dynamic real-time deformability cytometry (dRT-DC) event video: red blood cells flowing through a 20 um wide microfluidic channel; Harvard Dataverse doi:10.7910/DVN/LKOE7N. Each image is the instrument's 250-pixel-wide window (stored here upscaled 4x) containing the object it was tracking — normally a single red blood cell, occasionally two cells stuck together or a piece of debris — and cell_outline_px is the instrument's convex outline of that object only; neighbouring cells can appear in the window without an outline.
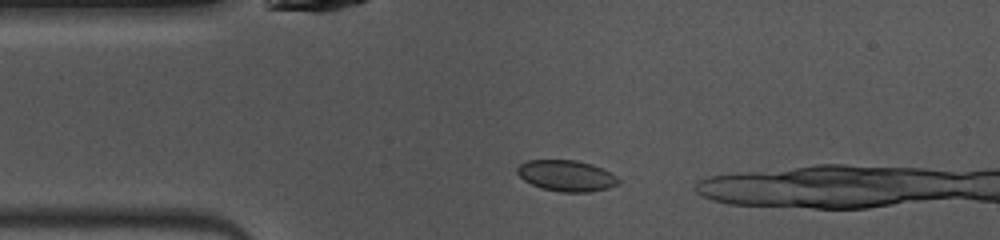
{"species": "common noctule bat (a hibernating species)", "species_latin": "Nyctalus noctula", "temperature_condition": "warm", "stored_images_in_passage": 4, "camera_frame_rate_fps": 3000, "um_per_image_px": 0.085, "animal": {"sex": "female", "body_mass_g": 10.0, "forearm_length_mm": 53.1}, "frame": {"image": 1, "passage_image": 1, "time_ms": 0.0, "image_size_px": [1000, 240], "cell_outline_px": [[620, 180], [616, 184], [608, 188], [588, 192], [560, 192], [540, 188], [524, 180], [516, 172], [516, 168], [520, 164], [528, 160], [576, 160], [592, 164], [616, 176]], "centroid_in_image_um": [48.11, 14.94], "position_along_channel_um": 36.9, "area_um2": 18.21}}